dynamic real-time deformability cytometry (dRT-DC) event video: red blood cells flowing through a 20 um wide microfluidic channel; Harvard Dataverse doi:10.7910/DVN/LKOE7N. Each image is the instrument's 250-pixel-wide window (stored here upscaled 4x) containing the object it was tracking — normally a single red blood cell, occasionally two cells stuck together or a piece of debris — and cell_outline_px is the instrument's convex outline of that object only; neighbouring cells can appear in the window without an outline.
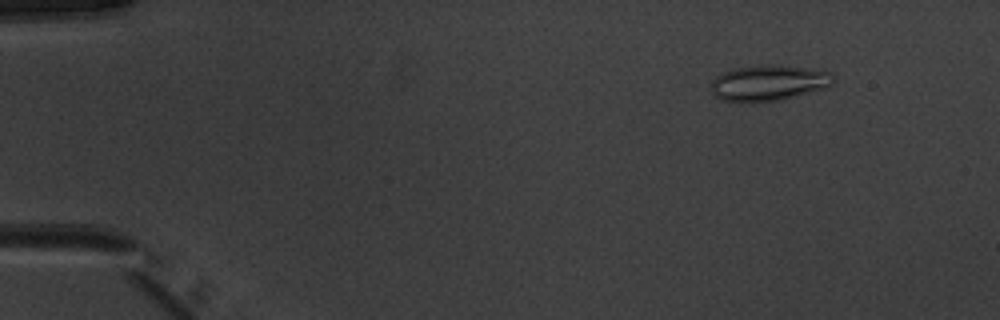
{"species": "common noctule bat (a hibernating species)", "species_latin": "Nyctalus noctula", "temperature_condition": "warm", "stored_images_in_passage": 51, "camera_frame_rate_fps": 3000, "um_per_image_px": 0.085, "animal": {"sex": "male", "body_mass_g": 20.1, "forearm_length_mm": 53.5}, "frame": {"image": 1, "passage_image": 6, "time_ms": 1.667, "image_size_px": [1000, 320], "cell_outline_px": [[836, 80], [832, 84], [824, 88], [776, 100], [724, 100], [716, 96], [712, 92], [712, 80], [716, 76], [732, 68], [768, 64], [804, 68], [832, 72], [836, 76]], "centroid_in_image_um": [65.36, 7.0], "position_along_channel_um": 19.6, "area_um2": 24.68}}
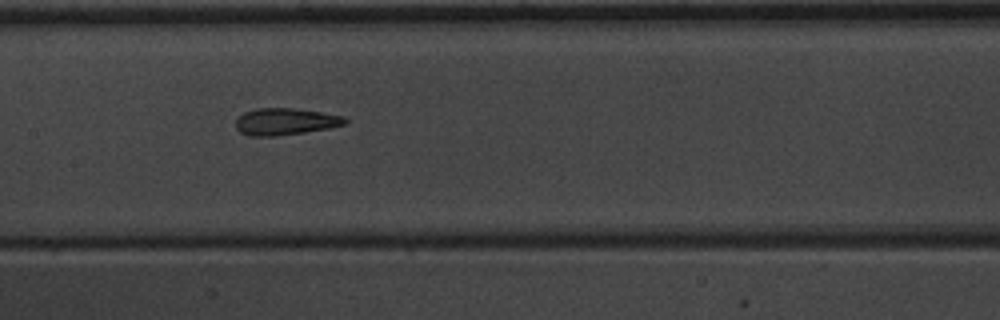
{"frame": {"image": 2, "passage_image": 26, "time_ms": 8.333, "image_size_px": [1000, 320], "cell_outline_px": [[348, 120], [344, 124], [328, 128], [304, 132], [276, 136], [248, 136], [240, 132], [236, 128], [236, 120], [244, 112], [256, 108], [292, 108], [320, 112], [344, 116]], "centroid_in_image_um": [24.22, 10.33], "position_along_channel_um": 183.2, "area_um2": 16.99}}
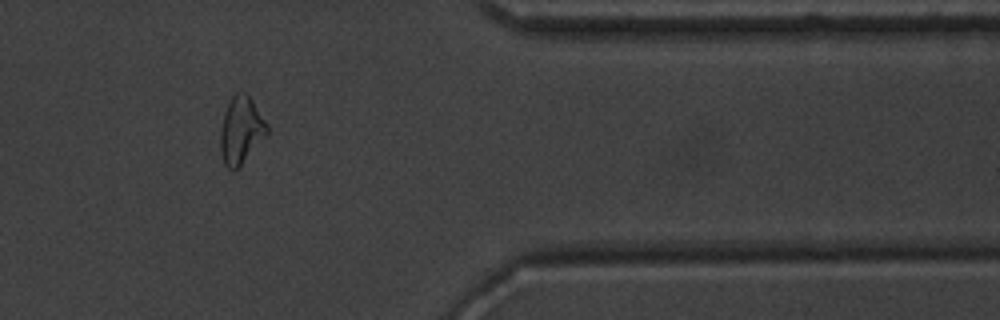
{"frame": {"image": 3, "passage_image": 43, "time_ms": 14.0, "image_size_px": [1000, 320], "cell_outline_px": [[268, 132], [240, 164], [232, 172], [224, 164], [220, 152], [220, 128], [224, 112], [228, 100], [236, 92], [244, 92], [252, 100], [268, 124]], "centroid_in_image_um": [20.45, 11.03], "position_along_channel_um": 391.0, "area_um2": 18.03}, "authors_computed_cell_mechanics": {"area_um2": 17.9758, "velocity_mm_per_s": 3.9637, "shape_relaxation_time_tau1_ms": 10.4843, "shape_relaxation_time_tau2_ms": 2.5891, "deformation_change_tau1": 0.2007, "deformation_change_tau2": 0.08}}